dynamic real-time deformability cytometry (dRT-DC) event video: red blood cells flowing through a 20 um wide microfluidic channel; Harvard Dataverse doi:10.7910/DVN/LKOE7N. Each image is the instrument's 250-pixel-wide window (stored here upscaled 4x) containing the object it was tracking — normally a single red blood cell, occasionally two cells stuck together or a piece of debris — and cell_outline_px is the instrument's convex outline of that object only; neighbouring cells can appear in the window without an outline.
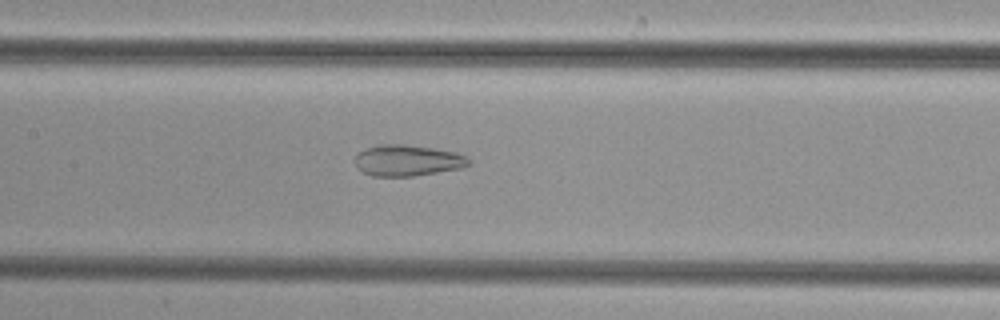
{"species": "common noctule bat (a hibernating species)", "species_latin": "Nyctalus noctula", "temperature_condition": "cold", "stored_images_in_passage": 49, "camera_frame_rate_fps": 3000, "um_per_image_px": 0.085, "animal": {"sex": "female", "body_mass_g": 29.2, "forearm_length_mm": 56.3}, "frame": {"image": 1, "passage_image": 25, "time_ms": 8.0, "image_size_px": [1000, 320], "cell_outline_px": [[468, 164], [464, 168], [412, 176], [372, 176], [356, 168], [356, 156], [360, 152], [368, 148], [380, 144], [404, 144], [436, 148], [452, 152], [464, 156], [468, 160]], "centroid_in_image_um": [34.62, 13.64], "position_along_channel_um": 172.8, "area_um2": 20.4}}
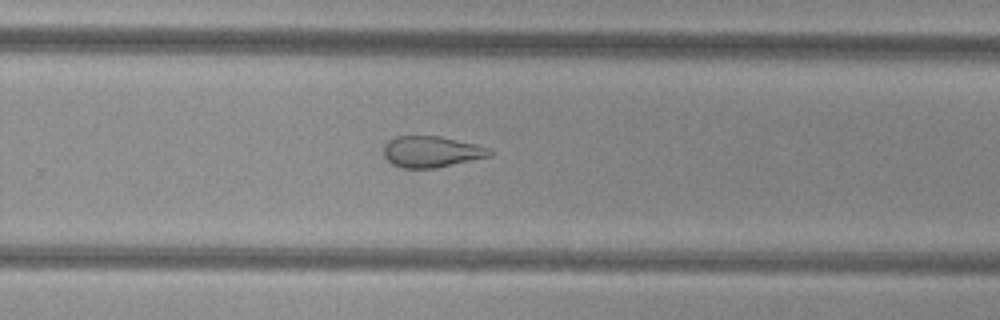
{"frame": {"image": 2, "passage_image": 34, "time_ms": 11.0, "image_size_px": [1000, 320], "cell_outline_px": [[492, 156], [436, 168], [400, 168], [392, 164], [384, 156], [384, 144], [388, 140], [396, 136], [440, 136], [476, 144], [488, 148], [492, 152]], "centroid_in_image_um": [36.66, 12.9], "position_along_channel_um": 293.1, "area_um2": 19.36}}
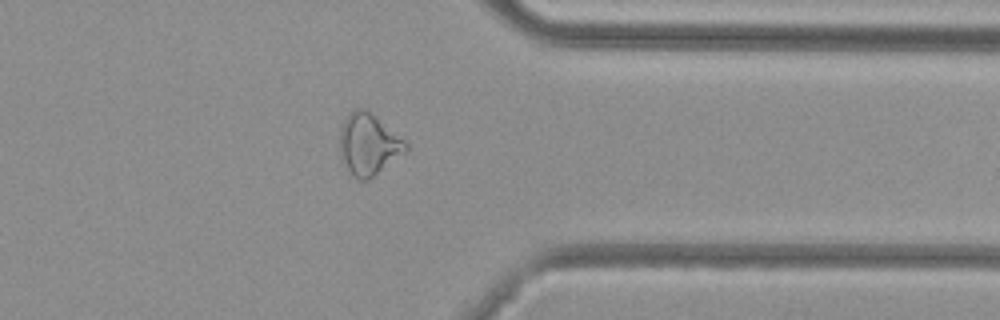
{"frame": {"image": 3, "passage_image": 41, "time_ms": 13.333, "image_size_px": [1000, 320], "cell_outline_px": [[408, 148], [404, 152], [368, 180], [360, 180], [352, 176], [340, 152], [340, 128], [348, 112], [356, 108], [364, 108], [404, 140], [408, 144]], "centroid_in_image_um": [31.29, 12.25], "position_along_channel_um": 380.1, "area_um2": 22.95}}